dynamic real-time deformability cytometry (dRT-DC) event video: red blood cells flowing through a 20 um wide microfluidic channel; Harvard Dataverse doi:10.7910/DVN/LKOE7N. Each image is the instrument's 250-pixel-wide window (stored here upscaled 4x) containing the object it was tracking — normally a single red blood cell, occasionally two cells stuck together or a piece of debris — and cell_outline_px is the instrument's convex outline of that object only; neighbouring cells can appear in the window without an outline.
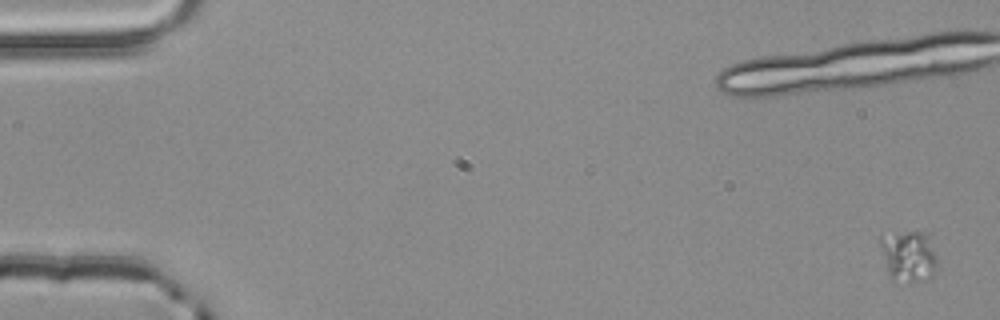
{"species": "common noctule bat (a hibernating species)", "species_latin": "Nyctalus noctula", "temperature_condition": "room temperature", "stored_images_in_passage": 5, "camera_frame_rate_fps": 3000, "um_per_image_px": 0.085, "animal": {"sex": "male", "body_mass_g": 20.4}, "frame": {"image": 1, "passage_image": 1, "time_ms": 0.0, "image_size_px": [1000, 320], "cell_outline_px": [[936, 272], [932, 276], [924, 280], [908, 284], [892, 280], [888, 276], [880, 240], [880, 232], [928, 232], [936, 256]], "centroid_in_image_um": [77.22, 21.77], "position_along_channel_um": 7.8, "area_um2": 17.57}}